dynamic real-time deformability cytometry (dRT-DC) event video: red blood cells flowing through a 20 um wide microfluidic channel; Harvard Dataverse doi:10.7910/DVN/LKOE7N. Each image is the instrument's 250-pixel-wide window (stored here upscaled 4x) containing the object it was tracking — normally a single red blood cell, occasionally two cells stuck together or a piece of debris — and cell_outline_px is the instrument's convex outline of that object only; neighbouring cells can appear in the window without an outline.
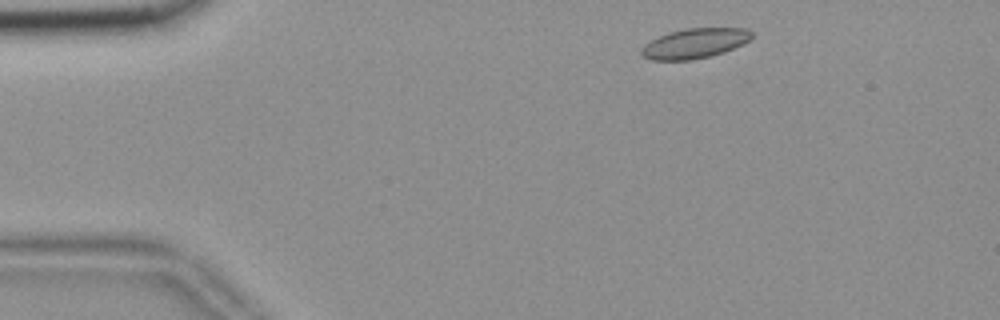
{"species": "common noctule bat (a hibernating species)", "species_latin": "Nyctalus noctula", "temperature_condition": "room temperature", "stored_images_in_passage": 50, "camera_frame_rate_fps": 3000, "um_per_image_px": 0.085, "animal": {"sex": "female", "body_mass_g": 18.4}, "frame": {"image": 1, "passage_image": 3, "time_ms": 0.667, "image_size_px": [1000, 320], "cell_outline_px": [[756, 36], [744, 44], [724, 52], [712, 56], [692, 60], [652, 60], [640, 56], [640, 48], [648, 40], [668, 32], [684, 28], [748, 28]], "centroid_in_image_um": [59.04, 3.68], "position_along_channel_um": 26.0, "area_um2": 19.83}}
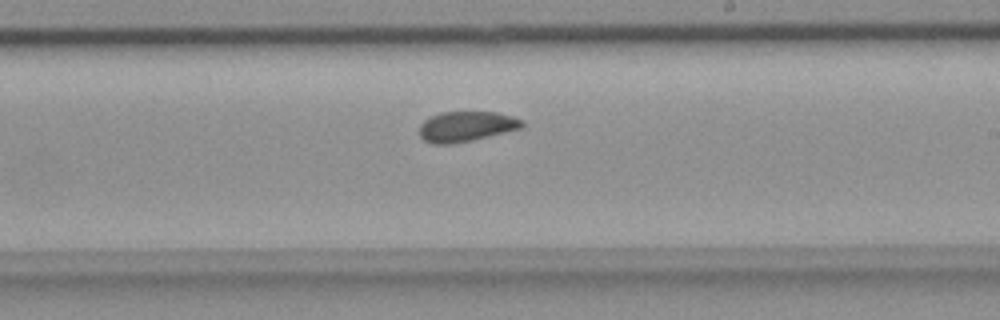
{"frame": {"image": 2, "passage_image": 27, "time_ms": 8.667, "image_size_px": [1000, 320], "cell_outline_px": [[524, 124], [520, 128], [472, 140], [452, 144], [432, 144], [424, 140], [420, 136], [420, 124], [424, 120], [440, 112], [496, 112], [512, 116], [524, 120]], "centroid_in_image_um": [39.61, 10.75], "position_along_channel_um": 249.4, "area_um2": 17.98}}
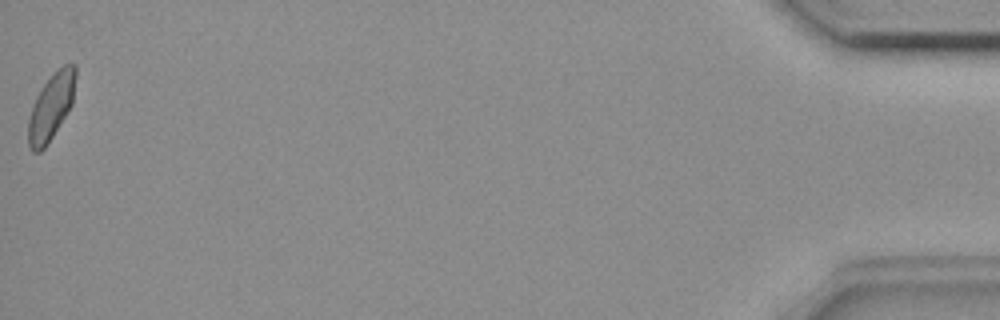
{"frame": {"image": 3, "passage_image": 50, "time_ms": 16.333, "image_size_px": [1000, 320], "cell_outline_px": [[76, 76], [72, 104], [52, 136], [44, 148], [40, 152], [32, 152], [28, 144], [28, 120], [32, 104], [40, 88], [52, 72], [56, 68], [64, 64], [76, 64]], "centroid_in_image_um": [4.33, 9.02], "position_along_channel_um": 430.9, "area_um2": 18.44}, "authors_computed_cell_mechanics": {"area_um2": 18.5538, "velocity_mm_per_s": 3.6398, "shape_relaxation_time_tau1_ms": null, "shape_relaxation_time_tau2_ms": 1.2083, "deformation_change_tau1": null, "deformation_change_tau2": 0.0543}}